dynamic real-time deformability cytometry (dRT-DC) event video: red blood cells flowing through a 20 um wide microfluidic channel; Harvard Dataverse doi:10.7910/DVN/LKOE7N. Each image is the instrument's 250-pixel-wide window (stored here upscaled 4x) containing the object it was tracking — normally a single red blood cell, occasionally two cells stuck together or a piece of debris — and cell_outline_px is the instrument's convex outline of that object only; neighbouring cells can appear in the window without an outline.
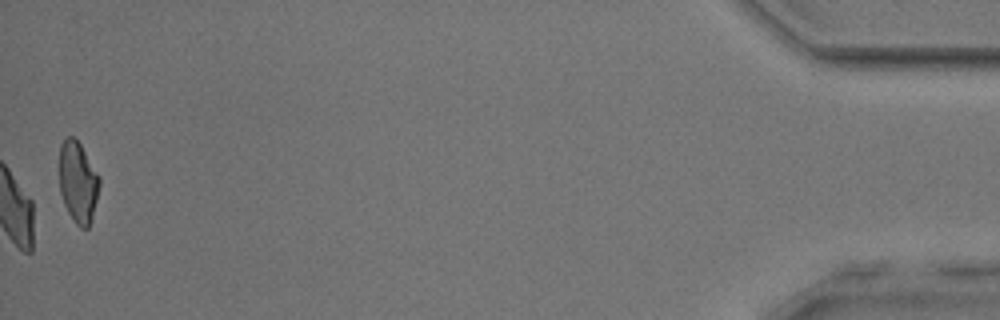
{"species": "common noctule bat (a hibernating species)", "species_latin": "Nyctalus noctula", "temperature_condition": "room temperature", "stored_images_in_passage": 56, "camera_frame_rate_fps": 3000, "um_per_image_px": 0.085, "animal": {"sex": "male", "body_mass_g": 17.9, "forearm_length_mm": 54.2}, "frame": {"image": 1, "passage_image": 56, "time_ms": 18.333, "image_size_px": [1000, 320], "cell_outline_px": [[100, 184], [92, 216], [88, 228], [80, 228], [76, 224], [68, 212], [64, 204], [60, 192], [60, 144], [68, 136], [72, 136], [80, 144], [100, 176]], "centroid_in_image_um": [6.63, 15.48], "position_along_channel_um": 428.6, "area_um2": 18.79}, "authors_computed_cell_mechanics": {"area_um2": 21.2126, "velocity_mm_per_s": 3.7825, "shape_relaxation_time_tau1_ms": 4.8053, "shape_relaxation_time_tau2_ms": 1.6482, "deformation_change_tau1": 0.1394, "deformation_change_tau2": 0.0749}}